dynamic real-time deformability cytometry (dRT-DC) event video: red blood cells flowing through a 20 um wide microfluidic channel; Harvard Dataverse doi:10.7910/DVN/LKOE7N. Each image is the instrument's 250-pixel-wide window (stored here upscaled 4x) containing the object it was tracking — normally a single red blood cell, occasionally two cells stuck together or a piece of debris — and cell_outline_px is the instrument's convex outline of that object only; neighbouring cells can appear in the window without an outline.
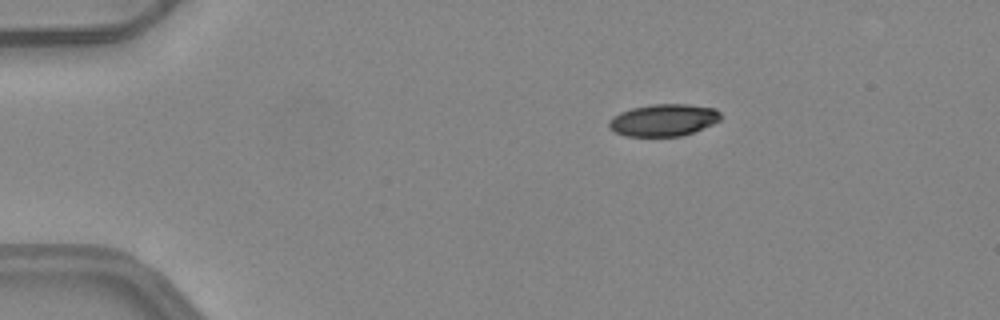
{"species": "common noctule bat (a hibernating species)", "species_latin": "Nyctalus noctula", "temperature_condition": "warm", "stored_images_in_passage": 46, "camera_frame_rate_fps": 3000, "um_per_image_px": 0.085, "animal": {"sex": "female", "body_mass_g": 24.6, "forearm_length_mm": 56.2}, "frame": {"image": 1, "passage_image": 5, "time_ms": 1.333, "image_size_px": [1000, 320], "cell_outline_px": [[720, 120], [712, 124], [692, 132], [680, 136], [624, 136], [608, 128], [608, 120], [612, 116], [620, 112], [632, 108], [652, 104], [688, 104], [716, 108], [720, 112]], "centroid_in_image_um": [56.37, 10.2], "position_along_channel_um": 28.6, "area_um2": 20.92}}
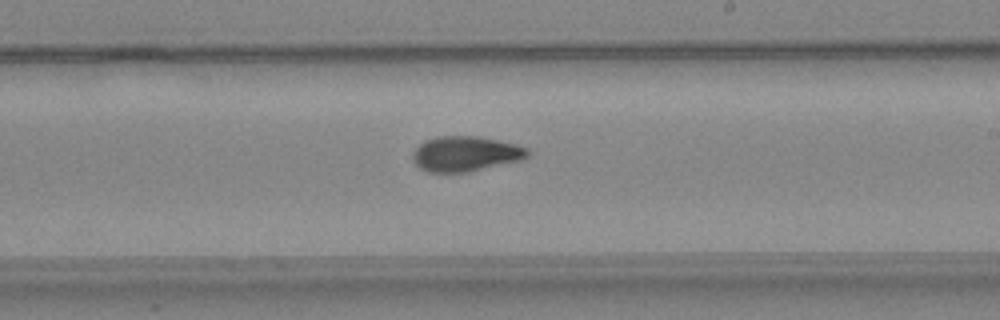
{"frame": {"image": 2, "passage_image": 26, "time_ms": 8.333, "image_size_px": [1000, 320], "cell_outline_px": [[532, 152], [528, 156], [520, 160], [468, 172], [428, 172], [420, 168], [412, 160], [412, 152], [424, 140], [436, 136], [476, 136], [496, 140], [528, 148]], "centroid_in_image_um": [39.53, 13.07], "position_along_channel_um": 249.5, "area_um2": 23.47}}
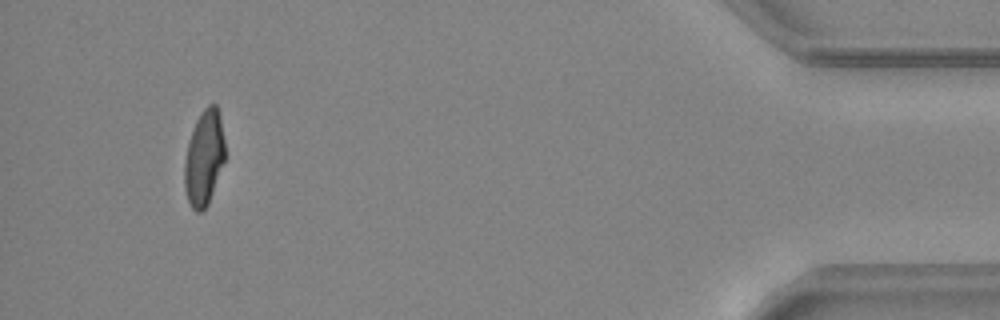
{"frame": {"image": 3, "passage_image": 43, "time_ms": 14.0, "image_size_px": [1000, 320], "cell_outline_px": [[224, 160], [208, 204], [200, 212], [196, 212], [192, 208], [188, 200], [184, 188], [184, 164], [188, 144], [196, 120], [204, 108], [208, 104], [216, 104], [220, 116], [224, 140]], "centroid_in_image_um": [17.33, 13.42], "position_along_channel_um": 417.9, "area_um2": 22.14}, "authors_computed_cell_mechanics": {"area_um2": 22.9755, "velocity_mm_per_s": 4.1949, "shape_relaxation_time_tau1_ms": 5.3461, "shape_relaxation_time_tau2_ms": 1.5472, "deformation_change_tau1": 0.2064, "deformation_change_tau2": 0.0732}}